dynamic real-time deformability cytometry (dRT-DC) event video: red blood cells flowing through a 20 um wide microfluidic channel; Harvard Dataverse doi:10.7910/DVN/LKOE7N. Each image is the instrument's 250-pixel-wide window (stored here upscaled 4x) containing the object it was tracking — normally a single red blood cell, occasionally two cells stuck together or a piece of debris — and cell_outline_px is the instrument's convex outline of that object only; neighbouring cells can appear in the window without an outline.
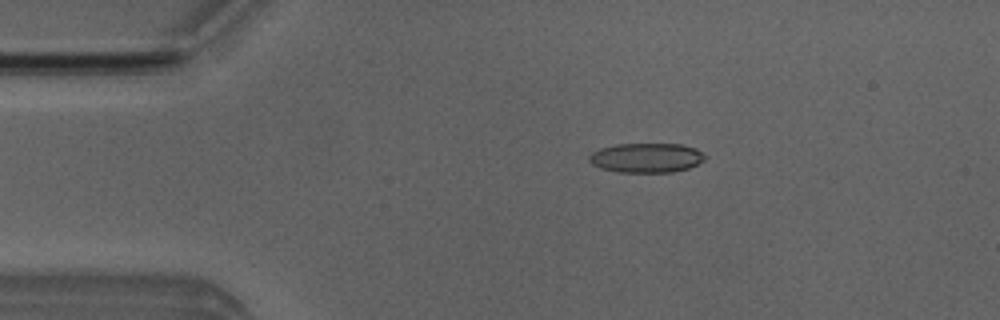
{"species": "Egyptian fruit bat (a non-hibernating species)", "species_latin": "Rousettus aegyptiacus", "temperature_condition": "room temperature", "stored_images_in_passage": 4, "camera_frame_rate_fps": 3000, "um_per_image_px": 0.085, "animal": {"sex": "male"}, "frame": {"image": 1, "passage_image": 3, "time_ms": 2.0, "image_size_px": [1000, 320], "cell_outline_px": [[704, 160], [688, 168], [672, 172], [616, 172], [600, 168], [592, 164], [588, 160], [588, 156], [592, 152], [600, 148], [616, 144], [680, 144], [696, 148], [704, 156]], "centroid_in_image_um": [54.89, 13.41], "position_along_channel_um": 30.1, "area_um2": 19.88}}